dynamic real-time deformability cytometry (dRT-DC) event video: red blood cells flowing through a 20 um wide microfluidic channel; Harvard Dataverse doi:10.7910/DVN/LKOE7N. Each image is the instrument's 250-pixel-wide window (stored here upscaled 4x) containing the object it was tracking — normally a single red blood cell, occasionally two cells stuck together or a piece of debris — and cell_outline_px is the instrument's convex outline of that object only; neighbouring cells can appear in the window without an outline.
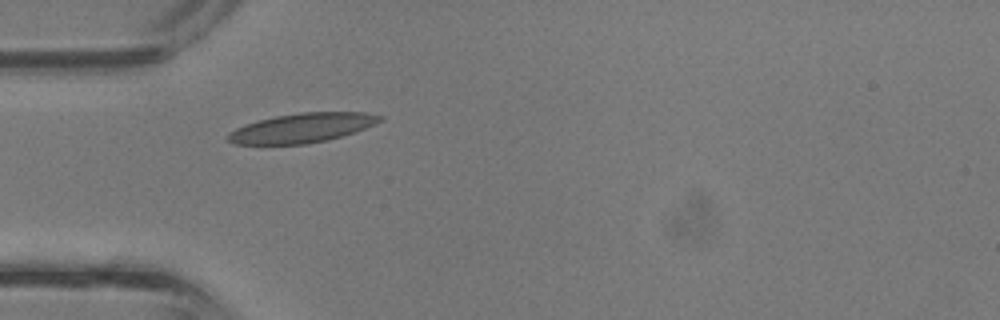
{"species": "common noctule bat (a hibernating species)", "species_latin": "Nyctalus noctula", "temperature_condition": "room temperature", "stored_images_in_passage": 27, "camera_frame_rate_fps": 3000, "um_per_image_px": 0.085, "animal": {"sex": "male", "body_mass_g": 13.3}, "frame": {"image": 1, "passage_image": 1, "time_ms": 0.0, "image_size_px": [1000, 320], "cell_outline_px": [[384, 120], [376, 124], [356, 132], [328, 140], [308, 144], [232, 144], [224, 136], [228, 132], [244, 124], [256, 120], [276, 116], [300, 112], [364, 112], [384, 116]], "centroid_in_image_um": [25.68, 10.87], "position_along_channel_um": 59.3, "area_um2": 26.41}}
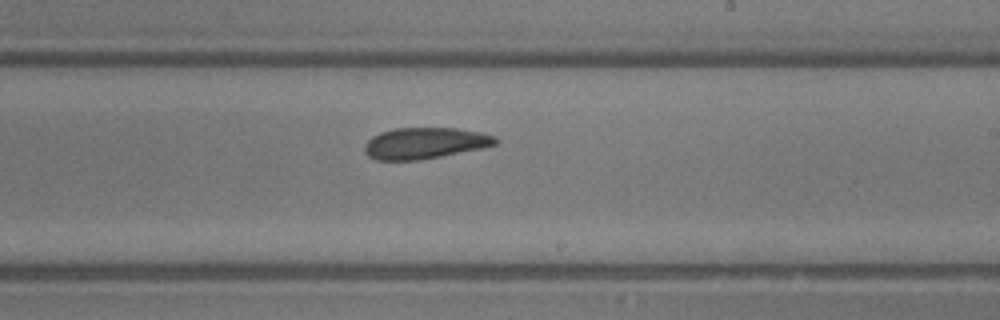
{"frame": {"image": 2, "passage_image": 12, "time_ms": 3.667, "image_size_px": [1000, 320], "cell_outline_px": [[500, 140], [496, 144], [480, 148], [420, 160], [376, 160], [368, 156], [364, 152], [364, 144], [372, 136], [380, 132], [396, 128], [456, 128], [480, 132], [496, 136]], "centroid_in_image_um": [36.09, 12.16], "position_along_channel_um": 252.9, "area_um2": 23.81}}
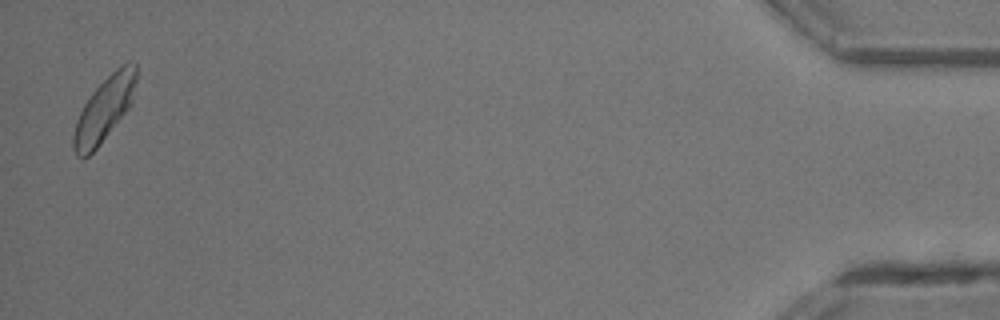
{"frame": {"image": 3, "passage_image": 27, "time_ms": 8.667, "image_size_px": [1000, 320], "cell_outline_px": [[136, 80], [132, 104], [100, 144], [84, 160], [76, 156], [72, 148], [72, 136], [76, 120], [84, 104], [92, 92], [116, 68], [128, 60], [132, 60], [136, 64]], "centroid_in_image_um": [8.85, 9.3], "position_along_channel_um": 426.3, "area_um2": 23.64}}